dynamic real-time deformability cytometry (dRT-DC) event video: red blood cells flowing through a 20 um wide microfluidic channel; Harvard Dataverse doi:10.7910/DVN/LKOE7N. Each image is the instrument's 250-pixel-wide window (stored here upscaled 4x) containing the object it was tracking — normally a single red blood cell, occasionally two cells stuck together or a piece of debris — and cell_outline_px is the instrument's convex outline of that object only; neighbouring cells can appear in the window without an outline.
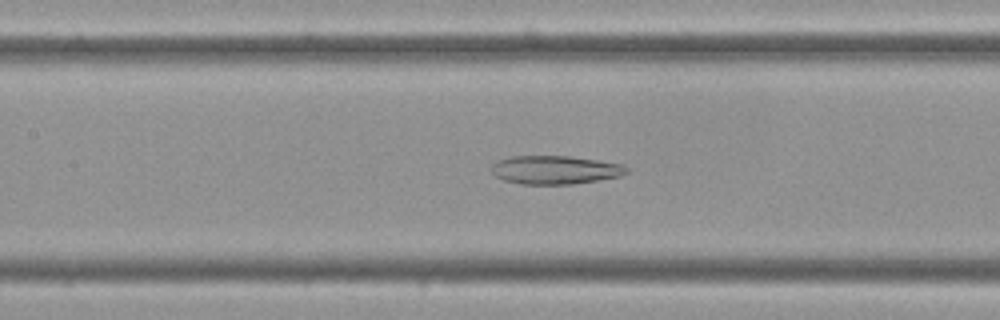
{"species": "Egyptian fruit bat (a non-hibernating species)", "species_latin": "Rousettus aegyptiacus", "temperature_condition": "cold", "stored_images_in_passage": 58, "camera_frame_rate_fps": 3000, "um_per_image_px": 0.085, "frame": {"image": 1, "passage_image": 27, "time_ms": 8.667, "image_size_px": [1000, 320], "cell_outline_px": [[628, 172], [620, 176], [572, 184], [520, 184], [504, 180], [496, 176], [492, 172], [492, 164], [496, 160], [512, 156], [568, 156], [600, 160], [624, 164], [628, 168]], "centroid_in_image_um": [47.19, 14.43], "position_along_channel_um": 160.2, "area_um2": 22.48}}
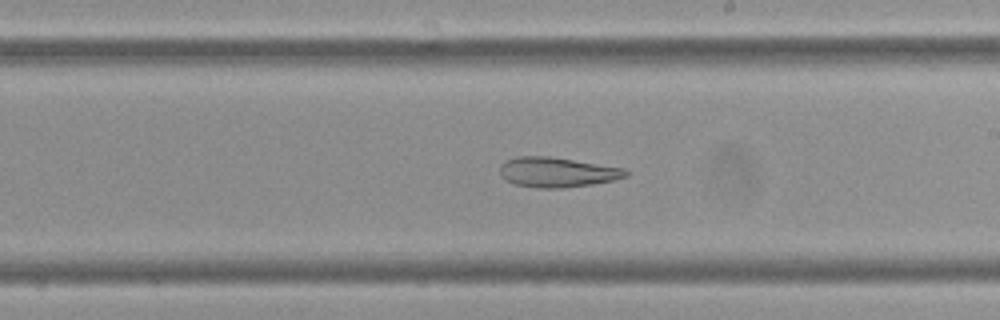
{"frame": {"image": 2, "passage_image": 34, "time_ms": 11.0, "image_size_px": [1000, 320], "cell_outline_px": [[628, 176], [612, 180], [592, 184], [560, 188], [536, 188], [516, 184], [504, 180], [500, 176], [500, 164], [504, 160], [516, 156], [548, 156], [624, 168], [628, 172]], "centroid_in_image_um": [47.29, 14.63], "position_along_channel_um": 241.7, "area_um2": 21.96}}
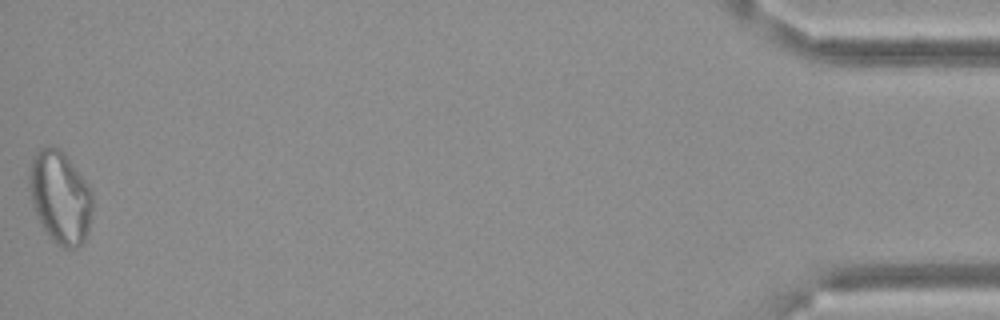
{"frame": {"image": 3, "passage_image": 58, "time_ms": 19.0, "image_size_px": [1000, 320], "cell_outline_px": [[92, 212], [88, 236], [76, 248], [64, 248], [56, 244], [48, 236], [40, 224], [32, 204], [28, 188], [28, 176], [32, 156], [36, 148], [52, 144], [60, 148], [64, 152], [92, 188]], "centroid_in_image_um": [5.1, 16.72], "position_along_channel_um": 430.1, "area_um2": 35.14}, "authors_computed_cell_mechanics": {"area_um2": 28.6399, "velocity_mm_per_s": 3.5001, "shape_relaxation_time_tau1_ms": null, "shape_relaxation_time_tau2_ms": 10.8658, "deformation_change_tau1": null, "deformation_change_tau2": 0.2357}}